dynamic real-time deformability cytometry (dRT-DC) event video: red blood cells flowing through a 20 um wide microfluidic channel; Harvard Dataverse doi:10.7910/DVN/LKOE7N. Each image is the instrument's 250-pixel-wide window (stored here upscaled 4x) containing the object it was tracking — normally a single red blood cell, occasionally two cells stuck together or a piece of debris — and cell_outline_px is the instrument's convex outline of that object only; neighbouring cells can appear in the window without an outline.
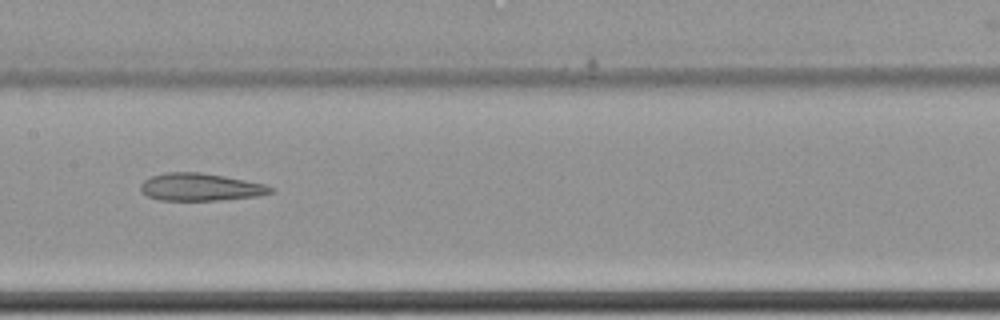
{"species": "common noctule bat (a hibernating species)", "species_latin": "Nyctalus noctula", "temperature_condition": "cold", "stored_images_in_passage": 10, "camera_frame_rate_fps": 3000, "um_per_image_px": 0.085, "animal": {"sex": "female", "body_mass_g": 22.7, "forearm_length_mm": 54.2}, "frame": {"image": 1, "passage_image": 9, "time_ms": 2.667, "image_size_px": [1000, 320], "cell_outline_px": [[276, 188], [272, 192], [260, 196], [220, 200], [160, 200], [148, 196], [140, 188], [140, 184], [144, 180], [152, 176], [164, 172], [200, 172], [224, 176], [264, 184]], "centroid_in_image_um": [17.06, 15.9], "position_along_channel_um": 190.3, "area_um2": 20.81}}
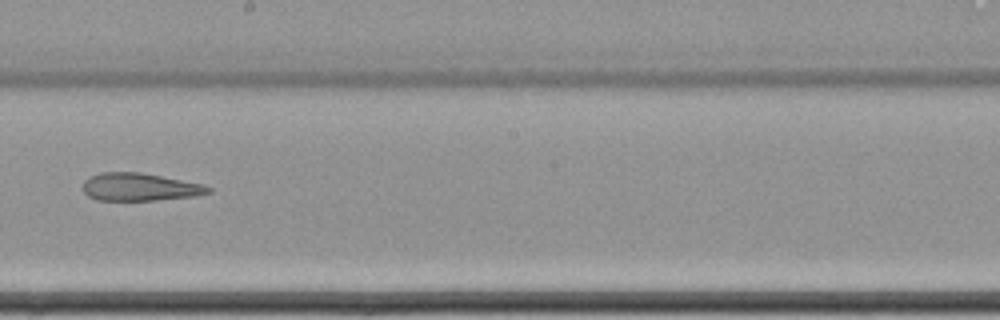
{"frame": {"image": 2, "passage_image": 10, "time_ms": 3.0, "image_size_px": [1000, 320], "cell_outline_px": [[212, 192], [196, 196], [156, 200], [96, 200], [88, 196], [84, 192], [84, 180], [88, 176], [100, 172], [140, 172], [204, 184], [212, 188]], "centroid_in_image_um": [11.89, 15.89], "position_along_channel_um": 236.3, "area_um2": 20.4}}